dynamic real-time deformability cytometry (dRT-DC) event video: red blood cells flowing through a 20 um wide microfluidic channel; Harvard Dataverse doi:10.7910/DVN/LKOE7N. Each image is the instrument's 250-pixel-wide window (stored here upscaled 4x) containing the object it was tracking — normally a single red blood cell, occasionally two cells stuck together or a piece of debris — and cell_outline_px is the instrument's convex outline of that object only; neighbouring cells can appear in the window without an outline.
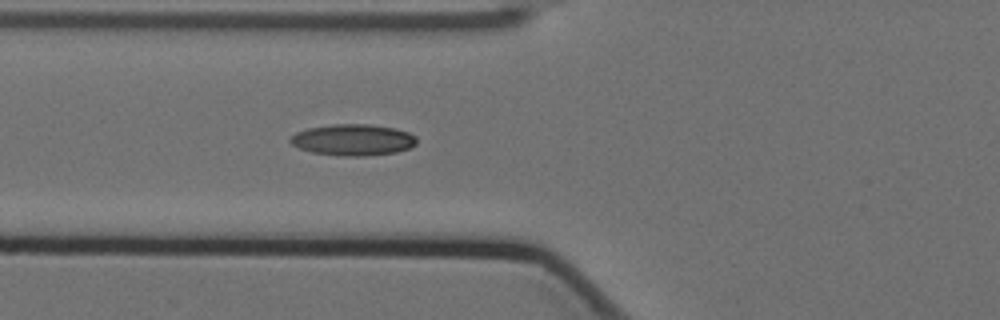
{"species": "Egyptian fruit bat (a non-hibernating species)", "species_latin": "Rousettus aegyptiacus", "temperature_condition": "cold", "stored_images_in_passage": 3, "camera_frame_rate_fps": 3000, "um_per_image_px": 0.085, "animal": {"sex": "female"}, "frame": {"image": 1, "passage_image": 3, "time_ms": 0.667, "image_size_px": [1000, 320], "cell_outline_px": [[416, 144], [408, 148], [396, 152], [364, 156], [340, 156], [312, 152], [300, 148], [292, 144], [288, 140], [296, 132], [308, 128], [332, 124], [372, 124], [392, 128], [408, 132], [416, 136]], "centroid_in_image_um": [29.99, 11.88], "position_along_channel_um": 95.8, "area_um2": 23.0}}